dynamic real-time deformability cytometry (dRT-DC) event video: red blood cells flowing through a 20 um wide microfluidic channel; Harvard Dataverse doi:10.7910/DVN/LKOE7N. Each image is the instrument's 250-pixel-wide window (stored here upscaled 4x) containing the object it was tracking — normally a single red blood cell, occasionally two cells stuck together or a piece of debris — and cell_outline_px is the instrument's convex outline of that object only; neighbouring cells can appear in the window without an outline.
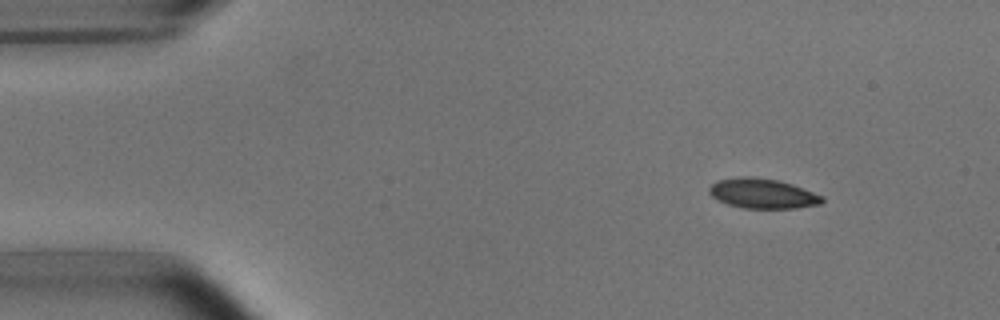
{"species": "common noctule bat (a hibernating species)", "species_latin": "Nyctalus noctula", "temperature_condition": "room temperature", "stored_images_in_passage": 3, "camera_frame_rate_fps": 3000, "um_per_image_px": 0.085, "animal": {"sex": "male", "body_mass_g": 15.6}, "frame": {"image": 1, "passage_image": 1, "time_ms": 0.0, "image_size_px": [1000, 320], "cell_outline_px": [[824, 200], [820, 204], [796, 208], [744, 208], [728, 204], [716, 200], [708, 192], [708, 188], [712, 184], [720, 180], [740, 176], [752, 176], [780, 180], [792, 184], [824, 196]], "centroid_in_image_um": [64.82, 16.44], "position_along_channel_um": 20.2, "area_um2": 19.77}}
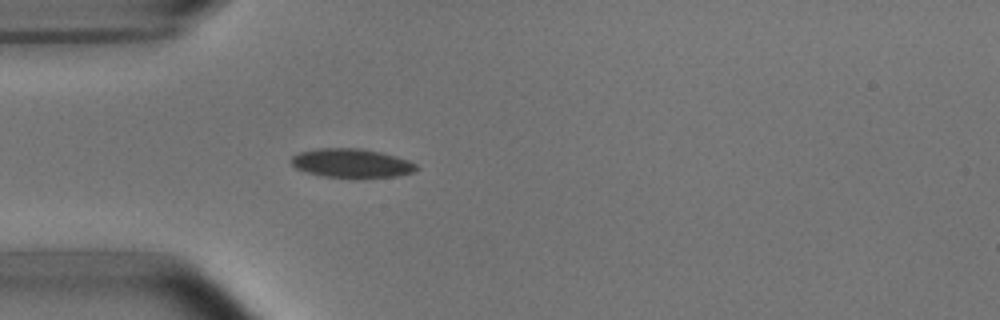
{"frame": {"image": 2, "passage_image": 3, "time_ms": 3.0, "image_size_px": [1000, 320], "cell_outline_px": [[420, 168], [416, 172], [396, 176], [360, 180], [324, 176], [308, 172], [296, 168], [292, 164], [292, 156], [300, 152], [316, 148], [360, 148], [380, 152], [396, 156], [408, 160], [416, 164]], "centroid_in_image_um": [29.95, 13.9], "position_along_channel_um": 55.0, "area_um2": 21.68}}